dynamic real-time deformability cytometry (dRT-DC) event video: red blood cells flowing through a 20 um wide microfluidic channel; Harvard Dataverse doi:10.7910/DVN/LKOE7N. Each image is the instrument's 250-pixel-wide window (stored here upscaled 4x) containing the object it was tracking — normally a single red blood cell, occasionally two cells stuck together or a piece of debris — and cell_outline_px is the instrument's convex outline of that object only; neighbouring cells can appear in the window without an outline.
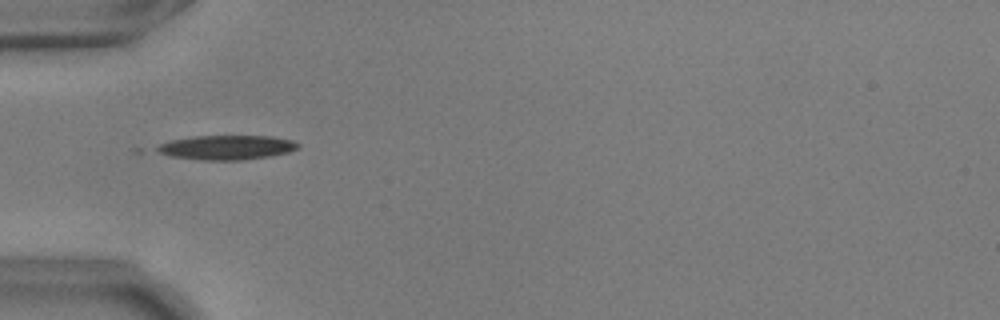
{"species": "common noctule bat (a hibernating species)", "species_latin": "Nyctalus noctula", "temperature_condition": "warm", "stored_images_in_passage": 38, "camera_frame_rate_fps": 3000, "um_per_image_px": 0.085, "animal": {"sex": "male", "body_mass_g": 17.9, "forearm_length_mm": 54.2}, "frame": {"image": 1, "passage_image": 1, "time_ms": 0.0, "image_size_px": [1000, 320], "cell_outline_px": [[300, 144], [296, 148], [288, 152], [268, 156], [244, 160], [200, 160], [172, 156], [160, 152], [152, 148], [160, 144], [172, 140], [192, 136], [272, 136], [292, 140]], "centroid_in_image_um": [19.25, 12.53], "position_along_channel_um": 65.8, "area_um2": 19.94}}
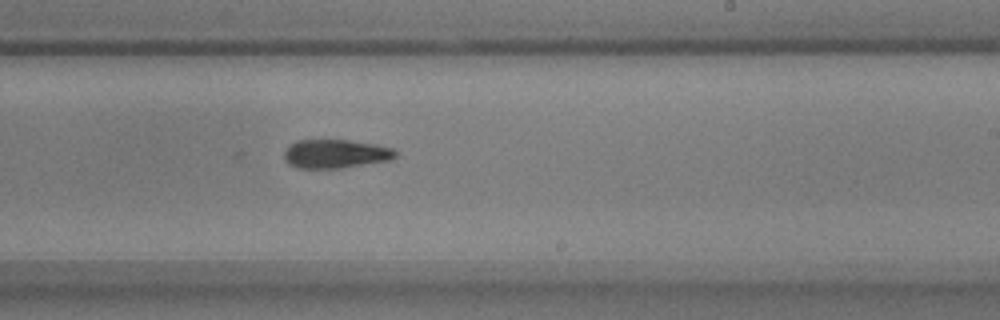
{"frame": {"image": 2, "passage_image": 17, "time_ms": 5.333, "image_size_px": [1000, 320], "cell_outline_px": [[396, 156], [392, 160], [340, 168], [296, 168], [288, 164], [284, 160], [284, 152], [288, 144], [296, 140], [348, 140], [376, 144], [392, 148], [396, 152]], "centroid_in_image_um": [28.49, 13.07], "position_along_channel_um": 260.5, "area_um2": 18.84}}
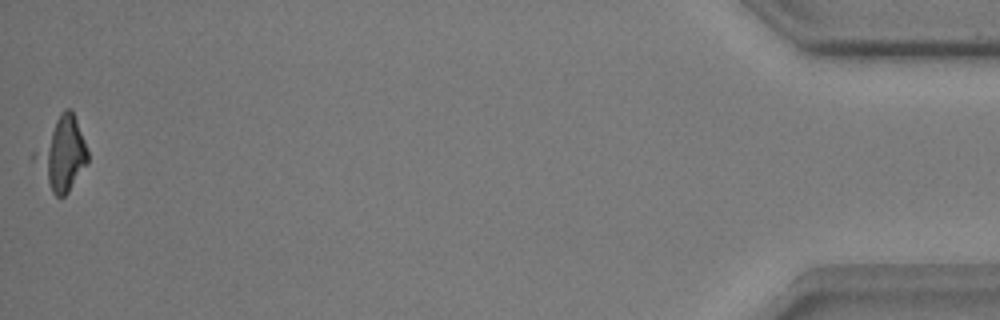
{"frame": {"image": 3, "passage_image": 38, "time_ms": 12.333, "image_size_px": [1000, 320], "cell_outline_px": [[88, 164], [68, 192], [64, 196], [56, 196], [52, 192], [32, 160], [32, 152], [60, 112], [64, 108], [72, 108], [84, 140], [88, 152]], "centroid_in_image_um": [5.24, 13.05], "position_along_channel_um": 430.0, "area_um2": 22.6}, "authors_computed_cell_mechanics": {"area_um2": 20.0855, "velocity_mm_per_s": 3.6661, "shape_relaxation_time_tau1_ms": 6.9506, "shape_relaxation_time_tau2_ms": null, "deformation_change_tau1": 0.2489, "deformation_change_tau2": null}}